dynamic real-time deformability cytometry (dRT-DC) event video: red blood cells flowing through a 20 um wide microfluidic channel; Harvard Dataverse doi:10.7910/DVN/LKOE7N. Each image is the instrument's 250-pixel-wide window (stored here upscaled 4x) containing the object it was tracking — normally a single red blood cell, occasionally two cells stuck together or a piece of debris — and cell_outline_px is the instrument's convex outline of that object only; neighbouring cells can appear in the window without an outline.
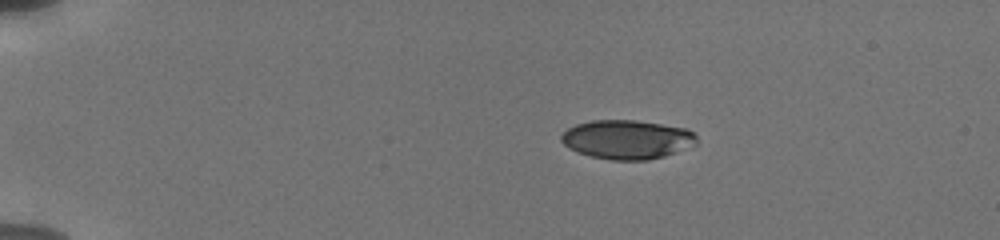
{"species": "human", "species_latin": "Homo sapiens", "temperature_condition": "cold", "stored_images_in_passage": 55, "camera_frame_rate_fps": 3000, "um_per_image_px": 0.085, "donor": {"sex": "male"}, "frame": {"image": 1, "passage_image": 1, "time_ms": 0.0, "image_size_px": [1000, 240], "cell_outline_px": [[696, 144], [676, 152], [664, 156], [648, 160], [612, 160], [592, 156], [568, 148], [560, 140], [560, 136], [568, 128], [576, 124], [592, 120], [636, 120], [688, 128], [696, 136]], "centroid_in_image_um": [53.3, 11.85], "position_along_channel_um": 31.7, "area_um2": 30.75}}
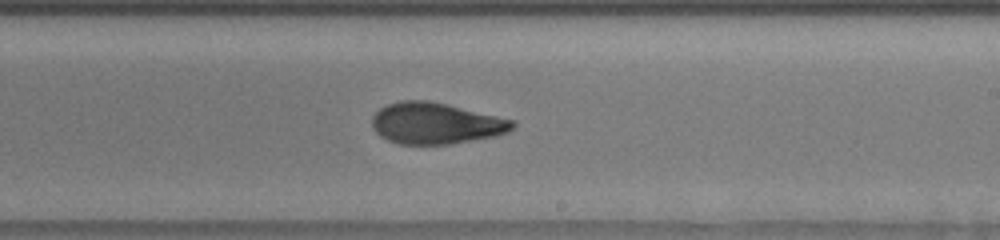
{"frame": {"image": 2, "passage_image": 31, "time_ms": 8.0, "image_size_px": [1000, 240], "cell_outline_px": [[516, 124], [508, 132], [496, 136], [448, 144], [400, 144], [388, 140], [380, 136], [372, 128], [372, 116], [380, 108], [388, 104], [400, 100], [428, 100], [448, 104], [516, 120]], "centroid_in_image_um": [37.05, 10.47], "position_along_channel_um": 252.0, "area_um2": 33.99}}
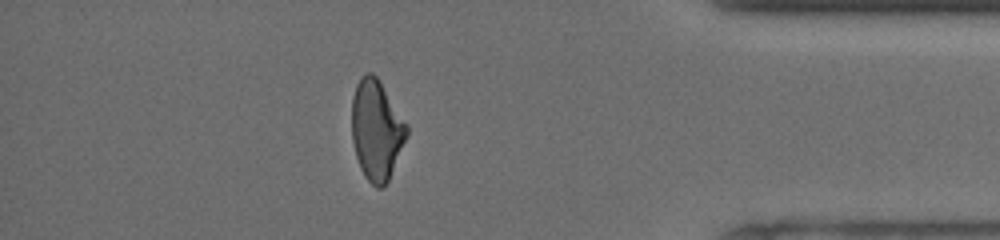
{"frame": {"image": 3, "passage_image": 46, "time_ms": 12.667, "image_size_px": [1000, 240], "cell_outline_px": [[408, 136], [388, 180], [380, 188], [376, 188], [364, 176], [360, 168], [356, 156], [352, 140], [352, 96], [356, 84], [360, 76], [368, 72], [372, 72], [380, 80], [408, 124]], "centroid_in_image_um": [32.0, 11.01], "position_along_channel_um": 403.2, "area_um2": 32.31}, "authors_computed_cell_mechanics": {"area_um2": 33.524, "velocity_mm_per_s": 3.7958, "shape_relaxation_time_tau1_ms": 3.4678, "shape_relaxation_time_tau2_ms": 2.0883, "deformation_change_tau1": 0.1556, "deformation_change_tau2": 0.0862}}